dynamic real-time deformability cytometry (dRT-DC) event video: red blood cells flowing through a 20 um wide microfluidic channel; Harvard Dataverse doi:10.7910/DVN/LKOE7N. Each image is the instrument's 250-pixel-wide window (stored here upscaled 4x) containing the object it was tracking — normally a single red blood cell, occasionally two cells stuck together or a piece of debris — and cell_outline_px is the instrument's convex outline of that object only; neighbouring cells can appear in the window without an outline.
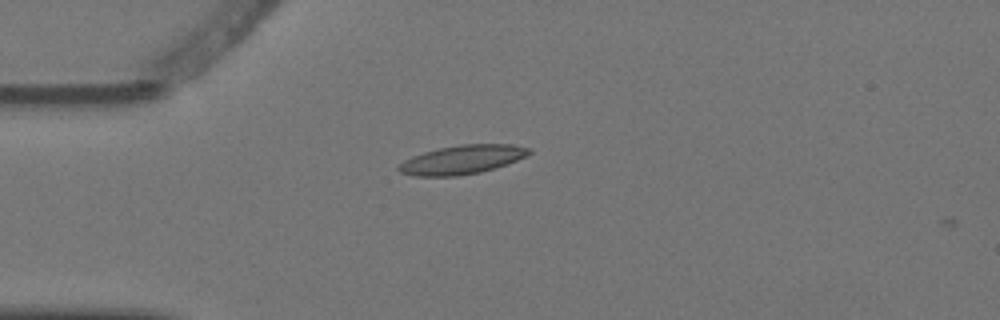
{"species": "Egyptian fruit bat (a non-hibernating species)", "species_latin": "Rousettus aegyptiacus", "temperature_condition": "warm", "stored_images_in_passage": 3, "camera_frame_rate_fps": 3000, "um_per_image_px": 0.085, "animal": {"sex": "female"}, "frame": {"image": 1, "passage_image": 2, "time_ms": 0.333, "image_size_px": [1000, 320], "cell_outline_px": [[532, 152], [516, 160], [496, 168], [480, 172], [456, 176], [412, 176], [400, 172], [396, 168], [404, 160], [412, 156], [424, 152], [440, 148], [460, 144], [512, 144], [532, 148]], "centroid_in_image_um": [39.27, 13.57], "position_along_channel_um": 45.7, "area_um2": 21.91}}